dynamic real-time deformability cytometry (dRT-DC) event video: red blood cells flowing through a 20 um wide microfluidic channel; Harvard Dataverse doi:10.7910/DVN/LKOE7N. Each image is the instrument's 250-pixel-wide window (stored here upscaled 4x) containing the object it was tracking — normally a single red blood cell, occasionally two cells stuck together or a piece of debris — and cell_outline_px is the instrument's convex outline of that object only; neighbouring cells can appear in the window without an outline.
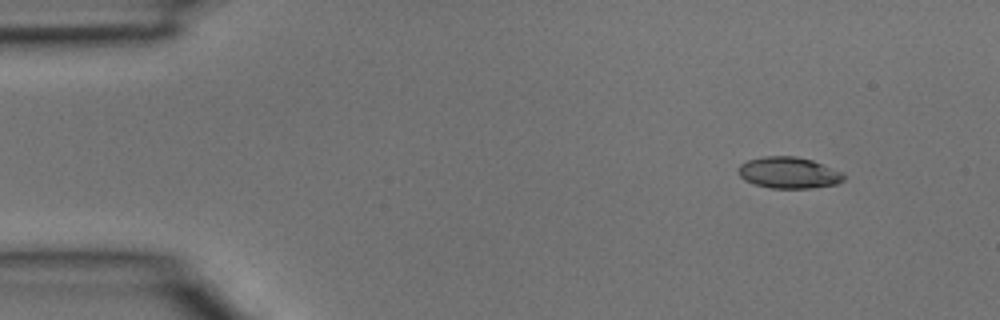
{"species": "common noctule bat (a hibernating species)", "species_latin": "Nyctalus noctula", "temperature_condition": "room temperature", "stored_images_in_passage": 4, "camera_frame_rate_fps": 3000, "um_per_image_px": 0.085, "animal": {"sex": "male", "body_mass_g": 15.6}, "frame": {"image": 1, "passage_image": 2, "time_ms": 0.333, "image_size_px": [1000, 320], "cell_outline_px": [[844, 180], [836, 184], [812, 188], [772, 188], [756, 184], [744, 180], [736, 172], [740, 164], [748, 160], [764, 156], [796, 156], [812, 160], [824, 164], [844, 172]], "centroid_in_image_um": [67.05, 14.67], "position_along_channel_um": 17.9, "area_um2": 19.42}}
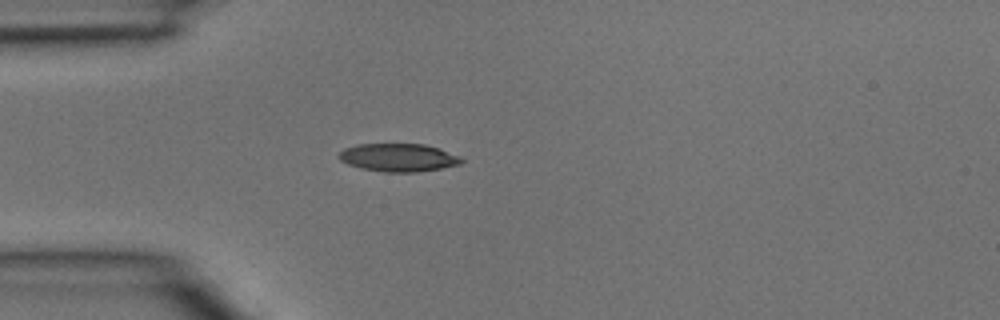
{"frame": {"image": 2, "passage_image": 4, "time_ms": 1.0, "image_size_px": [1000, 320], "cell_outline_px": [[464, 160], [460, 164], [440, 168], [416, 172], [384, 172], [360, 168], [348, 164], [340, 160], [336, 156], [344, 148], [356, 144], [424, 144], [440, 148], [460, 156]], "centroid_in_image_um": [33.85, 13.38], "position_along_channel_um": 51.2, "area_um2": 20.11}}